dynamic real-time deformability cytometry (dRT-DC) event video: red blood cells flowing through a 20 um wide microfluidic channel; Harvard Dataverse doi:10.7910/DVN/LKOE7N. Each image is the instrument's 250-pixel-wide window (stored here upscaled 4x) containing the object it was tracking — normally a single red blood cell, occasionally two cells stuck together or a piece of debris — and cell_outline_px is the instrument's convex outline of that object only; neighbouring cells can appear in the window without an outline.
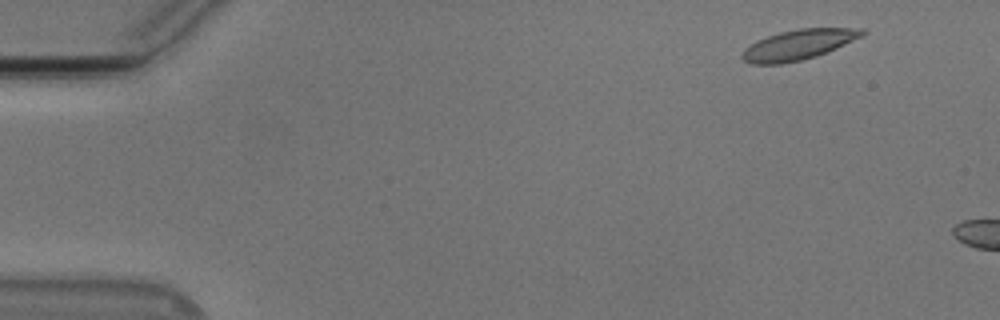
{"species": "Egyptian fruit bat (a non-hibernating species)", "species_latin": "Rousettus aegyptiacus", "temperature_condition": "cold", "stored_images_in_passage": 7, "camera_frame_rate_fps": 3000, "um_per_image_px": 0.085, "animal": {"sex": "male"}, "frame": {"image": 1, "passage_image": 3, "time_ms": 0.667, "image_size_px": [1000, 320], "cell_outline_px": [[868, 32], [864, 36], [836, 48], [816, 56], [800, 60], [780, 64], [752, 64], [744, 60], [740, 56], [744, 48], [756, 40], [780, 32], [800, 28], [864, 28]], "centroid_in_image_um": [67.88, 3.79], "position_along_channel_um": 17.1, "area_um2": 21.15}}